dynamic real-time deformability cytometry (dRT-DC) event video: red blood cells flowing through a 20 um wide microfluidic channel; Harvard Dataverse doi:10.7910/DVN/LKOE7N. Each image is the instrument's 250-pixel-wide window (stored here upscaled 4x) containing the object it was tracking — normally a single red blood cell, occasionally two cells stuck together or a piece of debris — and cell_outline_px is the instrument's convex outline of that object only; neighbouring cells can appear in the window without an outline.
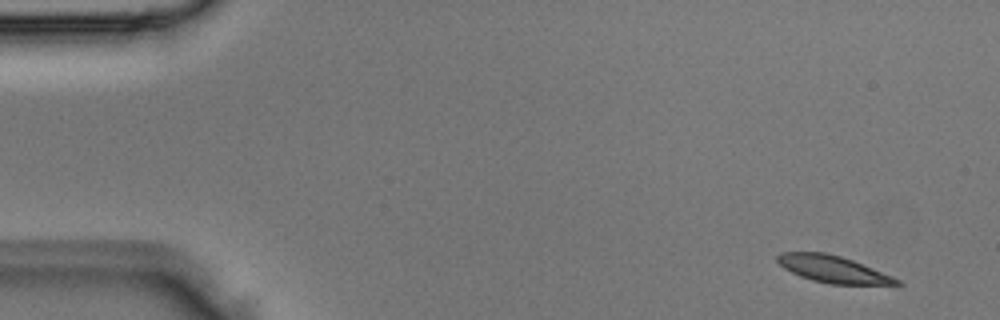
{"species": "Egyptian fruit bat (a non-hibernating species)", "species_latin": "Rousettus aegyptiacus", "temperature_condition": "room temperature", "stored_images_in_passage": 4, "camera_frame_rate_fps": 3000, "um_per_image_px": 0.085, "animal": {"sex": "male"}, "frame": {"image": 1, "passage_image": 1, "time_ms": 0.0, "image_size_px": [1000, 320], "cell_outline_px": [[904, 284], [832, 284], [812, 280], [800, 276], [784, 268], [776, 260], [776, 256], [780, 252], [824, 252], [840, 256], [852, 260], [892, 276], [900, 280]], "centroid_in_image_um": [70.76, 22.87], "position_along_channel_um": 14.2, "area_um2": 18.44}}